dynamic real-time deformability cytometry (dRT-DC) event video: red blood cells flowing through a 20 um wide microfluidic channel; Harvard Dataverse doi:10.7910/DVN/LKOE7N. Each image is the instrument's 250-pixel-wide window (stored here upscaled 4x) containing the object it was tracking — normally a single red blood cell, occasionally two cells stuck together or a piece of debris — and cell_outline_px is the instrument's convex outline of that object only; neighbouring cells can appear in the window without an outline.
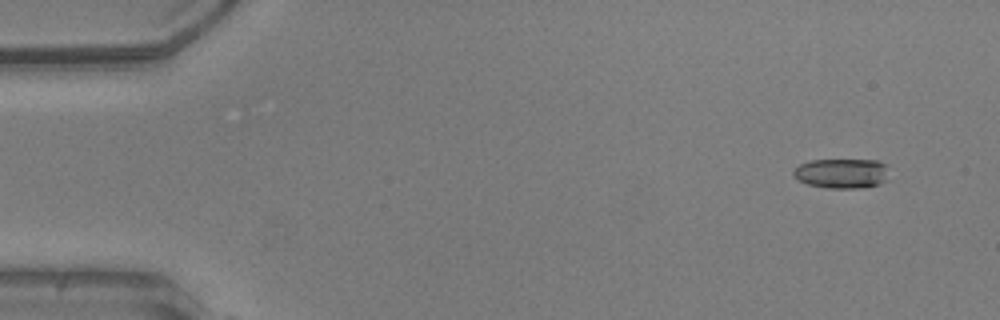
{"species": "common noctule bat (a hibernating species)", "species_latin": "Nyctalus noctula", "temperature_condition": "warm", "stored_images_in_passage": 5, "camera_frame_rate_fps": 3000, "um_per_image_px": 0.085, "animal": {"sex": "male", "body_mass_g": 20.5, "forearm_length_mm": 52.5}, "frame": {"image": 1, "passage_image": 3, "time_ms": 0.667, "image_size_px": [1000, 320], "cell_outline_px": [[888, 180], [880, 184], [864, 188], [828, 188], [808, 184], [800, 180], [792, 172], [800, 164], [808, 160], [876, 160], [888, 164]], "centroid_in_image_um": [71.63, 14.73], "position_along_channel_um": 13.4, "area_um2": 16.76}}